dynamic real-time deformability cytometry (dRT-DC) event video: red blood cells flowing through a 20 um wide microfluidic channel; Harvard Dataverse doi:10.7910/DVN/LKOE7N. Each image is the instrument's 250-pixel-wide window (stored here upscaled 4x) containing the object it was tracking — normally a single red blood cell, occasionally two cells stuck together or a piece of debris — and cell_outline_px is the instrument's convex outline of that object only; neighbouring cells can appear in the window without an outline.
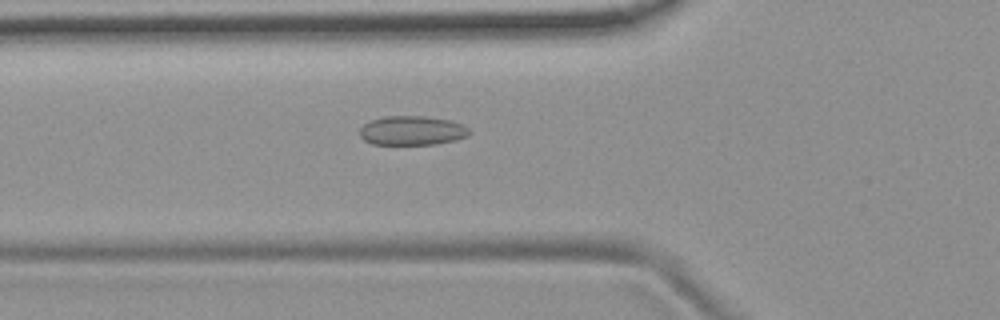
{"species": "common noctule bat (a hibernating species)", "species_latin": "Nyctalus noctula", "temperature_condition": "room temperature", "stored_images_in_passage": 37, "camera_frame_rate_fps": 3000, "um_per_image_px": 0.085, "animal": {"sex": "female", "body_mass_g": 19.9}, "frame": {"image": 1, "passage_image": 2, "time_ms": 0.333, "image_size_px": [1000, 320], "cell_outline_px": [[472, 132], [468, 136], [456, 140], [436, 144], [372, 144], [364, 140], [360, 136], [360, 128], [364, 124], [372, 120], [384, 116], [424, 116], [448, 120], [464, 124]], "centroid_in_image_um": [35.05, 11.1], "position_along_channel_um": 90.7, "area_um2": 18.73}}
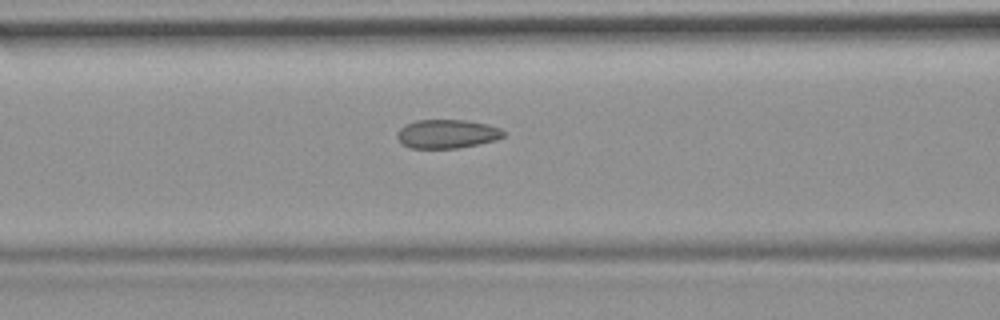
{"frame": {"image": 2, "passage_image": 5, "time_ms": 1.333, "image_size_px": [1000, 320], "cell_outline_px": [[504, 136], [496, 140], [456, 148], [408, 148], [396, 136], [396, 132], [404, 124], [416, 120], [468, 120], [488, 124], [500, 128], [504, 132]], "centroid_in_image_um": [37.98, 11.37], "position_along_channel_um": 128.6, "area_um2": 17.86}}
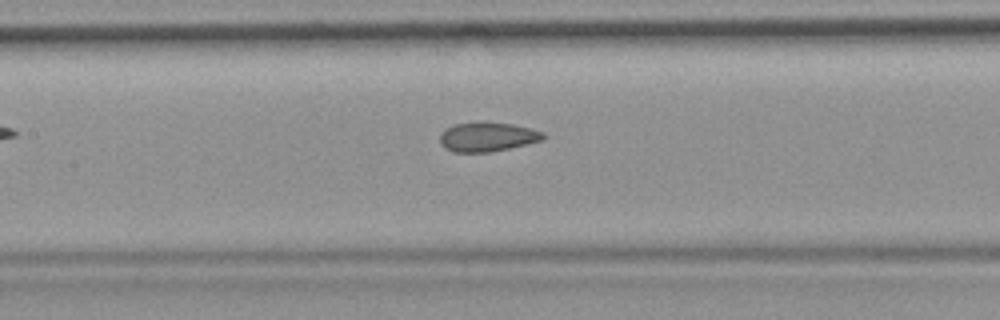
{"frame": {"image": 3, "passage_image": 8, "time_ms": 2.333, "image_size_px": [1000, 320], "cell_outline_px": [[544, 136], [540, 140], [492, 152], [452, 152], [444, 148], [440, 144], [440, 132], [444, 128], [456, 124], [480, 120], [512, 124], [532, 128], [544, 132]], "centroid_in_image_um": [41.35, 11.61], "position_along_channel_um": 166.0, "area_um2": 17.92}}